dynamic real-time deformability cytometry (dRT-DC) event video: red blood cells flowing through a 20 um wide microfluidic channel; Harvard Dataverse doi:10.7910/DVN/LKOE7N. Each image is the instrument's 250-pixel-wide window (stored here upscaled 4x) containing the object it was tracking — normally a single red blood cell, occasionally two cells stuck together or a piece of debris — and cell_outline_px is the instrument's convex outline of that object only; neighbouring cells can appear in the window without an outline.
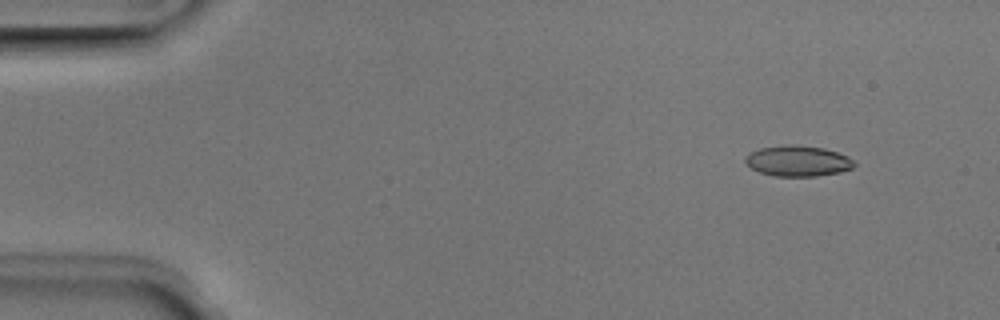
{"species": "Egyptian fruit bat (a non-hibernating species)", "species_latin": "Rousettus aegyptiacus", "temperature_condition": "room temperature", "stored_images_in_passage": 51, "camera_frame_rate_fps": 3000, "um_per_image_px": 0.085, "animal": {"sex": "male"}, "frame": {"image": 1, "passage_image": 5, "time_ms": 1.333, "image_size_px": [1000, 320], "cell_outline_px": [[856, 164], [852, 168], [840, 172], [816, 176], [776, 176], [760, 172], [752, 168], [744, 160], [752, 152], [760, 148], [784, 144], [796, 144], [824, 148], [848, 156]], "centroid_in_image_um": [67.84, 13.67], "position_along_channel_um": 17.2, "area_um2": 19.36}}
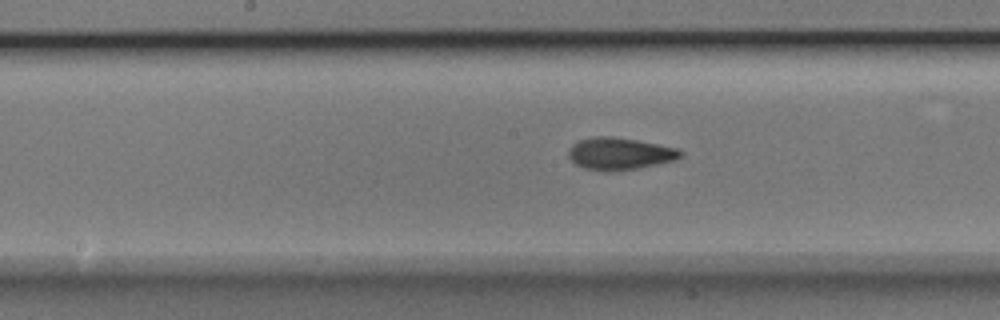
{"frame": {"image": 2, "passage_image": 26, "time_ms": 8.333, "image_size_px": [1000, 320], "cell_outline_px": [[684, 152], [676, 160], [636, 168], [584, 168], [576, 164], [568, 156], [568, 152], [572, 144], [580, 140], [596, 136], [612, 136], [636, 140], [676, 148]], "centroid_in_image_um": [52.68, 13.01], "position_along_channel_um": 195.5, "area_um2": 20.0}}
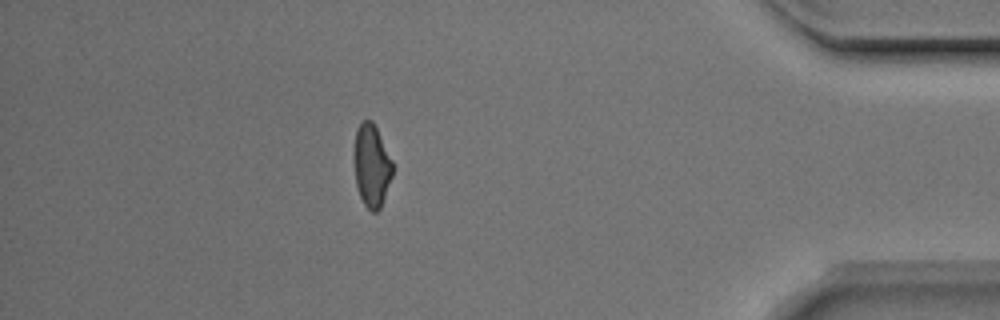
{"frame": {"image": 3, "passage_image": 45, "time_ms": 14.667, "image_size_px": [1000, 320], "cell_outline_px": [[392, 176], [380, 208], [376, 212], [372, 212], [364, 204], [360, 196], [356, 184], [356, 128], [364, 120], [372, 120], [392, 160]], "centroid_in_image_um": [31.61, 14.1], "position_along_channel_um": 403.6, "area_um2": 17.8}, "authors_computed_cell_mechanics": {"area_um2": 19.5364, "velocity_mm_per_s": 3.9729, "shape_relaxation_time_tau1_ms": 3.151, "shape_relaxation_time_tau2_ms": 2.1308, "deformation_change_tau1": 0.1449, "deformation_change_tau2": 0.0918}}